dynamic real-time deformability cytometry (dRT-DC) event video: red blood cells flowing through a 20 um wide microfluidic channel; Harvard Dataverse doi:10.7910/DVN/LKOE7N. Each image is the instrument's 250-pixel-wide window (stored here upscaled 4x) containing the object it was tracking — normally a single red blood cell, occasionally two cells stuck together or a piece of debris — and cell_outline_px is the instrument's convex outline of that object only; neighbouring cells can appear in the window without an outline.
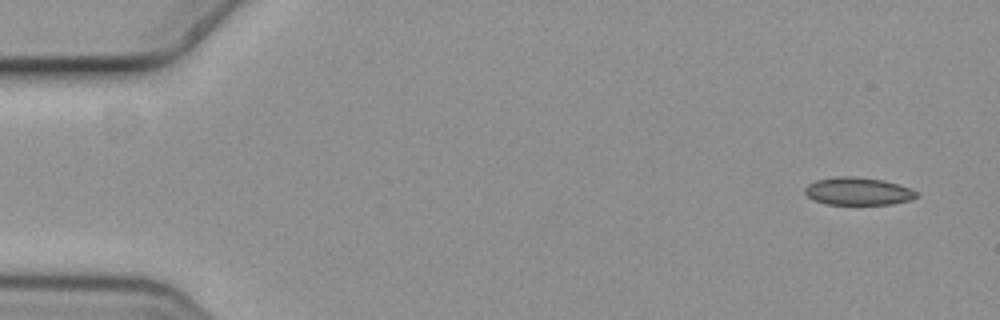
{"species": "common noctule bat (a hibernating species)", "species_latin": "Nyctalus noctula", "temperature_condition": "cold", "stored_images_in_passage": 8, "camera_frame_rate_fps": 3000, "um_per_image_px": 0.085, "animal": {"sex": "female", "body_mass_g": 19.3, "forearm_length_mm": 54.1}, "frame": {"image": 1, "passage_image": 1, "time_ms": 0.0, "image_size_px": [1000, 320], "cell_outline_px": [[920, 192], [916, 196], [908, 200], [892, 204], [828, 204], [816, 200], [808, 196], [804, 192], [804, 188], [808, 184], [816, 180], [840, 176], [856, 176], [884, 180]], "centroid_in_image_um": [72.92, 16.24], "position_along_channel_um": 12.1, "area_um2": 17.8}}
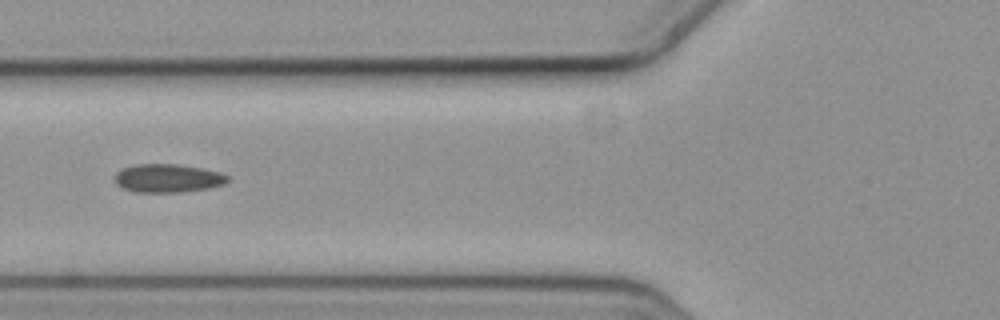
{"frame": {"image": 2, "passage_image": 6, "time_ms": 1.667, "image_size_px": [1000, 320], "cell_outline_px": [[228, 180], [224, 184], [208, 188], [180, 192], [136, 192], [124, 188], [116, 184], [116, 172], [124, 168], [136, 164], [176, 164], [200, 168], [220, 172], [228, 176]], "centroid_in_image_um": [14.27, 15.15], "position_along_channel_um": 111.5, "area_um2": 18.44}}
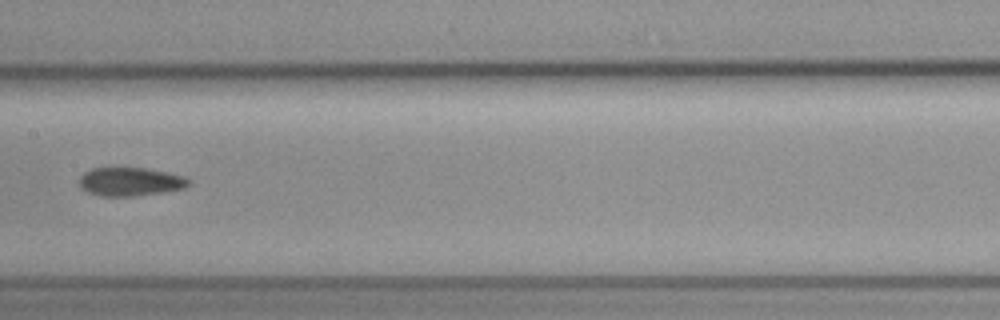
{"frame": {"image": 3, "passage_image": 8, "time_ms": 2.333, "image_size_px": [1000, 320], "cell_outline_px": [[192, 180], [184, 188], [164, 192], [132, 196], [100, 196], [88, 192], [80, 188], [80, 176], [84, 172], [92, 168], [144, 168], [184, 176]], "centroid_in_image_um": [11.05, 15.45], "position_along_channel_um": 196.3, "area_um2": 18.09}}